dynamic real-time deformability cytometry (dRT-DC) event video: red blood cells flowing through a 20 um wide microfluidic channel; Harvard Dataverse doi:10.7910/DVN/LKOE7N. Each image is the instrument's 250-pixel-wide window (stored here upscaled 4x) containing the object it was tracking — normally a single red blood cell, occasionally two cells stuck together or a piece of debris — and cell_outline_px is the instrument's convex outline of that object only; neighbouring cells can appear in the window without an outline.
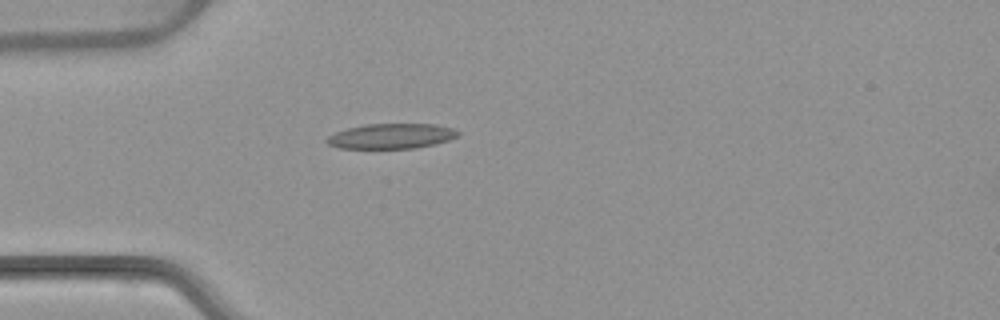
{"species": "common noctule bat (a hibernating species)", "species_latin": "Nyctalus noctula", "temperature_condition": "warm", "stored_images_in_passage": 1, "camera_frame_rate_fps": 3000, "um_per_image_px": 0.085, "animal": {"sex": "female", "body_mass_g": 22.7, "forearm_length_mm": 54.2}, "frame": {"image": 1, "passage_image": 1, "time_ms": 0.0, "image_size_px": [1000, 320], "cell_outline_px": [[460, 136], [436, 144], [416, 148], [340, 148], [328, 144], [324, 140], [328, 136], [336, 132], [348, 128], [364, 124], [436, 124], [452, 128], [460, 132]], "centroid_in_image_um": [33.29, 11.57], "position_along_channel_um": 51.7, "area_um2": 19.25}}